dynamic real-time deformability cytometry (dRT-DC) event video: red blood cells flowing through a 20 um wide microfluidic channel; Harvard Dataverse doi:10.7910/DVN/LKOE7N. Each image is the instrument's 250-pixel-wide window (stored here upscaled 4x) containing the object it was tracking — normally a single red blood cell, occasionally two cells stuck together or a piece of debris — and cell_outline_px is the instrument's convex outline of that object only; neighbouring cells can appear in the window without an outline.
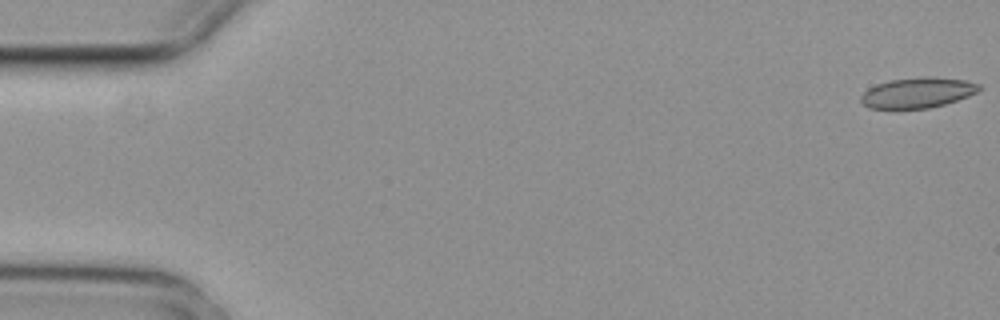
{"species": "common noctule bat (a hibernating species)", "species_latin": "Nyctalus noctula", "temperature_condition": "cold", "stored_images_in_passage": 4, "camera_frame_rate_fps": 3000, "um_per_image_px": 0.085, "animal": {"sex": "female", "body_mass_g": 29.2, "forearm_length_mm": 56.3}, "frame": {"image": 1, "passage_image": 1, "time_ms": 0.0, "image_size_px": [1000, 320], "cell_outline_px": [[980, 88], [976, 92], [968, 96], [944, 104], [928, 108], [896, 112], [868, 108], [860, 100], [860, 96], [868, 88], [876, 84], [888, 80], [924, 76], [932, 76], [964, 80], [980, 84]], "centroid_in_image_um": [77.9, 7.92], "position_along_channel_um": 7.1, "area_um2": 21.73}}
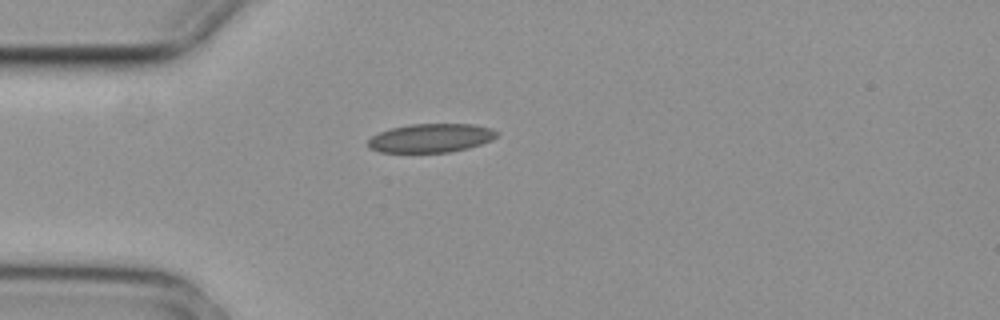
{"frame": {"image": 2, "passage_image": 4, "time_ms": 1.0, "image_size_px": [1000, 320], "cell_outline_px": [[496, 136], [492, 140], [468, 148], [448, 152], [380, 152], [368, 148], [368, 140], [372, 136], [380, 132], [392, 128], [408, 124], [476, 124], [492, 128], [496, 132]], "centroid_in_image_um": [36.62, 11.73], "position_along_channel_um": 48.4, "area_um2": 21.5}}